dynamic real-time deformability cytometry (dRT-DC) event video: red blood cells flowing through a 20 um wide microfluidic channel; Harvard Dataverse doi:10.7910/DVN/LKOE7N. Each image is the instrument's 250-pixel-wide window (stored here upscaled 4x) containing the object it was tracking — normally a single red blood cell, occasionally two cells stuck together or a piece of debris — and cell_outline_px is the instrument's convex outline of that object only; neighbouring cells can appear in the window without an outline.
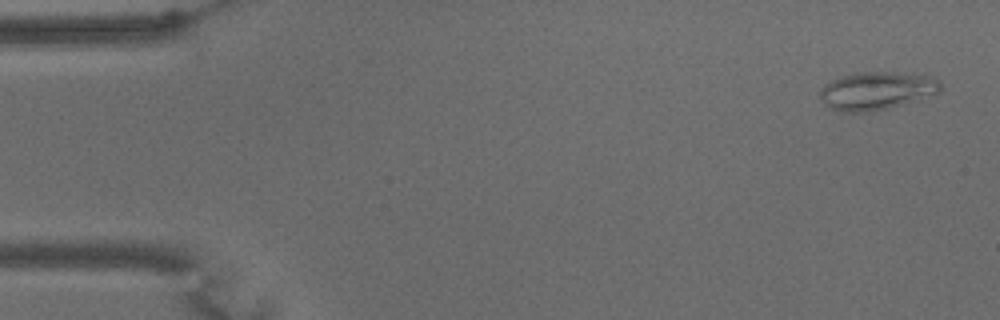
{"species": "common noctule bat (a hibernating species)", "species_latin": "Nyctalus noctula", "temperature_condition": "warm", "stored_images_in_passage": 58, "camera_frame_rate_fps": 3000, "um_per_image_px": 0.085, "animal": {"sex": "male", "body_mass_g": 15.6}, "frame": {"image": 1, "passage_image": 1, "time_ms": 0.0, "image_size_px": [1000, 320], "cell_outline_px": [[940, 92], [888, 108], [860, 112], [844, 112], [832, 108], [824, 104], [820, 96], [820, 92], [824, 84], [832, 80], [844, 76], [860, 72], [892, 72], [932, 76], [940, 80]], "centroid_in_image_um": [74.51, 7.7], "position_along_channel_um": 10.5, "area_um2": 26.18}}
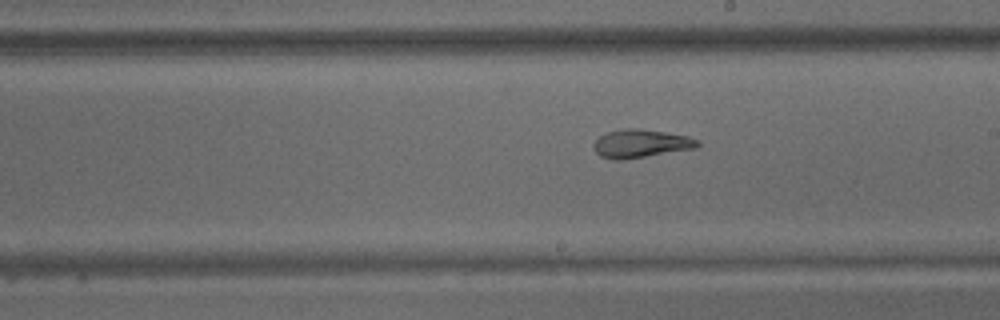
{"frame": {"image": 2, "passage_image": 32, "time_ms": 10.333, "image_size_px": [1000, 320], "cell_outline_px": [[700, 144], [696, 148], [620, 160], [612, 160], [600, 156], [592, 148], [592, 144], [600, 136], [608, 132], [624, 128], [640, 128], [688, 136], [700, 140]], "centroid_in_image_um": [54.45, 12.2], "position_along_channel_um": 234.5, "area_um2": 17.11}}
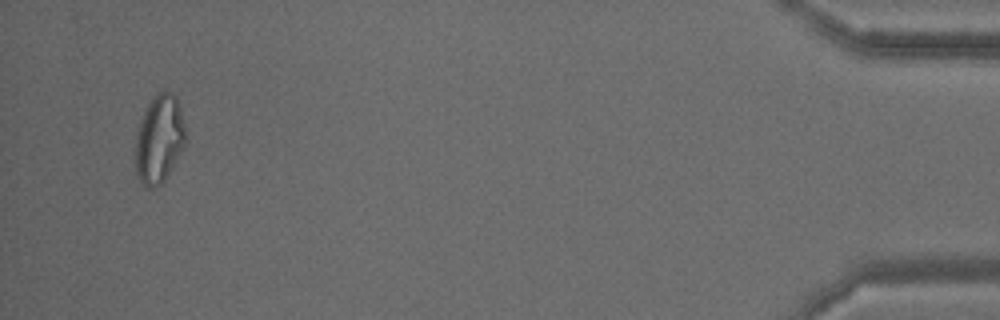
{"frame": {"image": 3, "passage_image": 56, "time_ms": 18.333, "image_size_px": [1000, 320], "cell_outline_px": [[184, 148], [172, 168], [164, 180], [156, 188], [144, 188], [136, 172], [136, 132], [140, 120], [152, 96], [156, 92], [164, 88], [172, 92], [176, 96], [180, 108], [184, 124]], "centroid_in_image_um": [13.52, 11.79], "position_along_channel_um": 421.7, "area_um2": 25.95}, "authors_computed_cell_mechanics": {"area_um2": 21.0392, "velocity_mm_per_s": 3.349, "shape_relaxation_time_tau1_ms": null, "shape_relaxation_time_tau2_ms": 2.7316, "deformation_change_tau1": null, "deformation_change_tau2": 0.0941}}